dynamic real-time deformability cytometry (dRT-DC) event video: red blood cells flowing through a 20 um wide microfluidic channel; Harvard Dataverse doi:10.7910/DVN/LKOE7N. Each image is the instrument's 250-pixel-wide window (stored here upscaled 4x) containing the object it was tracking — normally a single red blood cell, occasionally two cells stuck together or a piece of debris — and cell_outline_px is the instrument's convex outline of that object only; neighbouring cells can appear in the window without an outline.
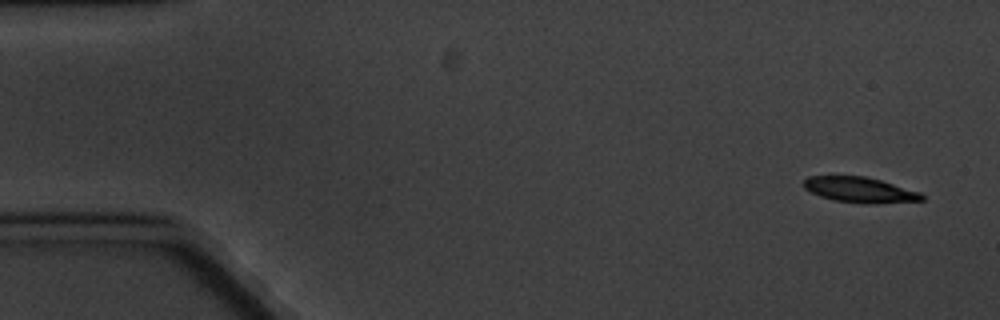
{"species": "common noctule bat (a hibernating species)", "species_latin": "Nyctalus noctula", "temperature_condition": "cold", "stored_images_in_passage": 11, "camera_frame_rate_fps": 3000, "um_per_image_px": 0.085, "animal": {"sex": "male", "body_mass_g": 20.1, "forearm_length_mm": 53.5}, "frame": {"image": 1, "passage_image": 1, "time_ms": 0.0, "image_size_px": [1000, 320], "cell_outline_px": [[924, 200], [876, 204], [868, 204], [832, 200], [820, 196], [804, 188], [804, 180], [808, 176], [864, 176], [880, 180], [920, 192], [924, 196]], "centroid_in_image_um": [73.09, 16.14], "position_along_channel_um": 11.9, "area_um2": 17.46}}
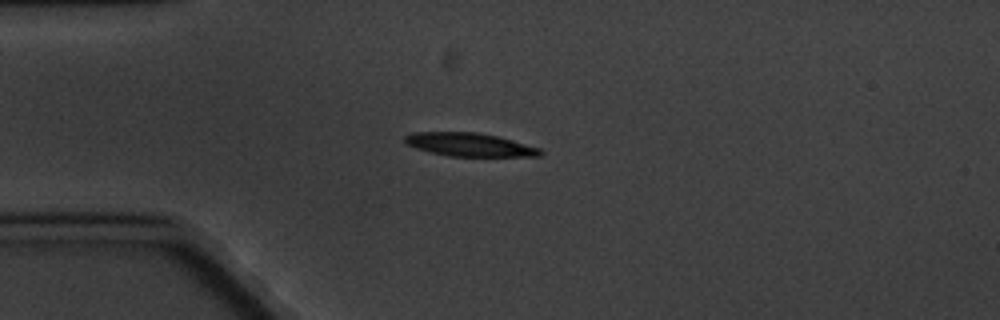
{"frame": {"image": 2, "passage_image": 4, "time_ms": 4.0, "image_size_px": [1000, 320], "cell_outline_px": [[544, 152], [540, 156], [448, 156], [416, 148], [408, 144], [404, 140], [404, 136], [412, 132], [476, 132], [496, 136], [512, 140], [540, 148]], "centroid_in_image_um": [39.92, 12.29], "position_along_channel_um": 45.1, "area_um2": 18.26}}
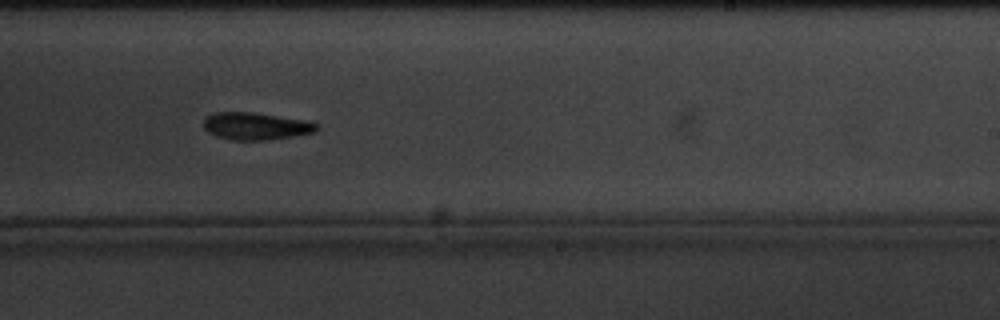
{"frame": {"image": 3, "passage_image": 10, "time_ms": 11.333, "image_size_px": [1000, 320], "cell_outline_px": [[320, 128], [312, 132], [292, 136], [264, 140], [232, 140], [216, 136], [208, 132], [204, 128], [204, 120], [212, 112], [252, 112], [312, 120], [320, 124]], "centroid_in_image_um": [21.79, 10.7], "position_along_channel_um": 267.2, "area_um2": 18.21}}